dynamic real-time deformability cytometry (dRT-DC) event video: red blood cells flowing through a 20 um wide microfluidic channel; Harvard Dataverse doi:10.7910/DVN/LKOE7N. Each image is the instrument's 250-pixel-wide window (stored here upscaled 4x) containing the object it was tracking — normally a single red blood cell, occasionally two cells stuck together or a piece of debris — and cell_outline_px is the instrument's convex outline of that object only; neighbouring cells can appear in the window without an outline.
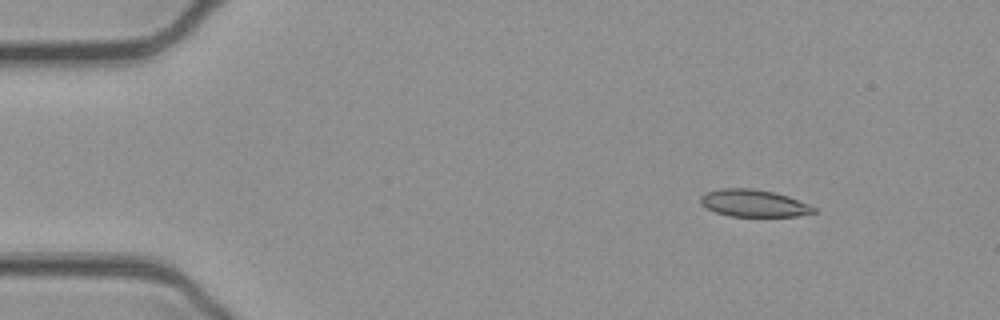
{"species": "common noctule bat (a hibernating species)", "species_latin": "Nyctalus noctula", "temperature_condition": "cold", "stored_images_in_passage": 6, "camera_frame_rate_fps": 3000, "um_per_image_px": 0.085, "animal": {"sex": "female", "body_mass_g": 21.9}, "frame": {"image": 1, "passage_image": 1, "time_ms": 0.0, "image_size_px": [1000, 320], "cell_outline_px": [[816, 212], [796, 216], [728, 216], [716, 212], [700, 204], [700, 196], [708, 192], [720, 188], [752, 188], [776, 192], [788, 196], [808, 204], [816, 208]], "centroid_in_image_um": [64.06, 17.26], "position_along_channel_um": 20.9, "area_um2": 17.92}}